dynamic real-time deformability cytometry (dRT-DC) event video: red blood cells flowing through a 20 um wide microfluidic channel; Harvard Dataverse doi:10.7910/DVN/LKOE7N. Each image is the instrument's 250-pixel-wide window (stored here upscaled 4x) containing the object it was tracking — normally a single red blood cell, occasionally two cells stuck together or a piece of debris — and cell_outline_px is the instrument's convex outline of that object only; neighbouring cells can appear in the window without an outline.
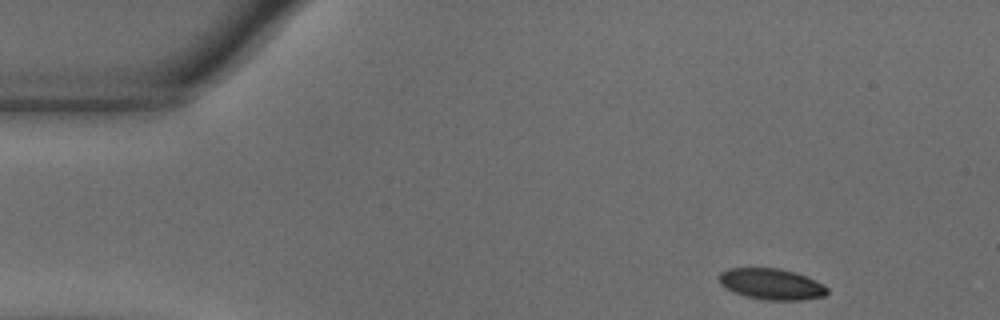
{"species": "common noctule bat (a hibernating species)", "species_latin": "Nyctalus noctula", "temperature_condition": "warm", "stored_images_in_passage": 50, "camera_frame_rate_fps": 3000, "um_per_image_px": 0.085, "animal": {"sex": "male", "body_mass_g": 18.8}, "frame": {"image": 1, "passage_image": 1, "time_ms": 0.0, "image_size_px": [1000, 320], "cell_outline_px": [[828, 292], [824, 296], [800, 300], [768, 300], [744, 296], [732, 292], [720, 284], [720, 272], [728, 268], [776, 268], [796, 272], [808, 276], [816, 280], [828, 288]], "centroid_in_image_um": [65.58, 24.14], "position_along_channel_um": 19.4, "area_um2": 19.65}}
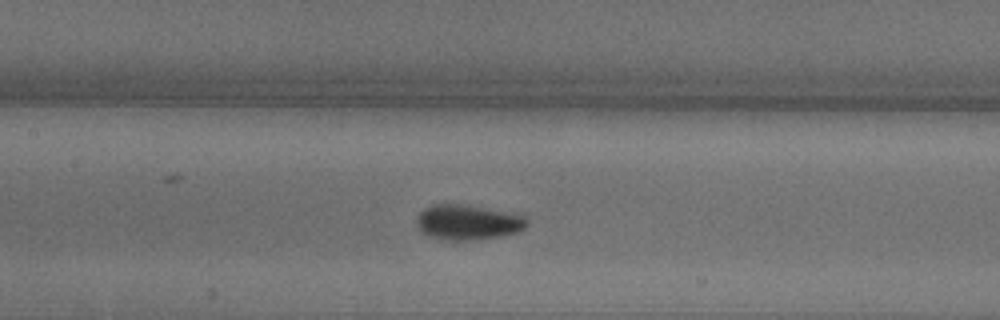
{"frame": {"image": 2, "passage_image": 20, "time_ms": 6.333, "image_size_px": [1000, 320], "cell_outline_px": [[528, 224], [524, 228], [516, 232], [500, 236], [468, 240], [452, 240], [424, 236], [420, 232], [416, 224], [416, 220], [420, 212], [424, 208], [432, 204], [460, 204], [524, 216], [528, 220]], "centroid_in_image_um": [39.68, 18.9], "position_along_channel_um": 167.7, "area_um2": 22.25}}
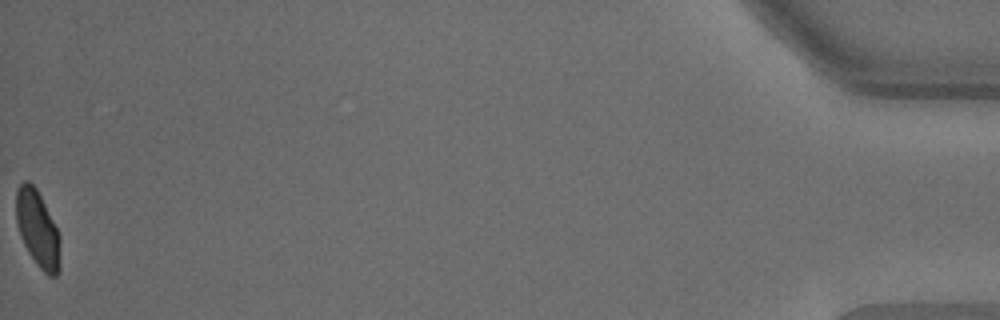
{"frame": {"image": 3, "passage_image": 50, "time_ms": 16.333, "image_size_px": [1000, 320], "cell_outline_px": [[60, 272], [56, 276], [48, 276], [36, 264], [28, 252], [20, 236], [16, 220], [16, 192], [20, 184], [24, 180], [28, 180], [36, 188], [60, 236]], "centroid_in_image_um": [3.2, 19.5], "position_along_channel_um": 432.0, "area_um2": 19.59}, "authors_computed_cell_mechanics": {"area_um2": 20.8658, "velocity_mm_per_s": 3.6515, "shape_relaxation_time_tau1_ms": 2.499, "shape_relaxation_time_tau2_ms": null, "deformation_change_tau1": 0.1235, "deformation_change_tau2": null}}